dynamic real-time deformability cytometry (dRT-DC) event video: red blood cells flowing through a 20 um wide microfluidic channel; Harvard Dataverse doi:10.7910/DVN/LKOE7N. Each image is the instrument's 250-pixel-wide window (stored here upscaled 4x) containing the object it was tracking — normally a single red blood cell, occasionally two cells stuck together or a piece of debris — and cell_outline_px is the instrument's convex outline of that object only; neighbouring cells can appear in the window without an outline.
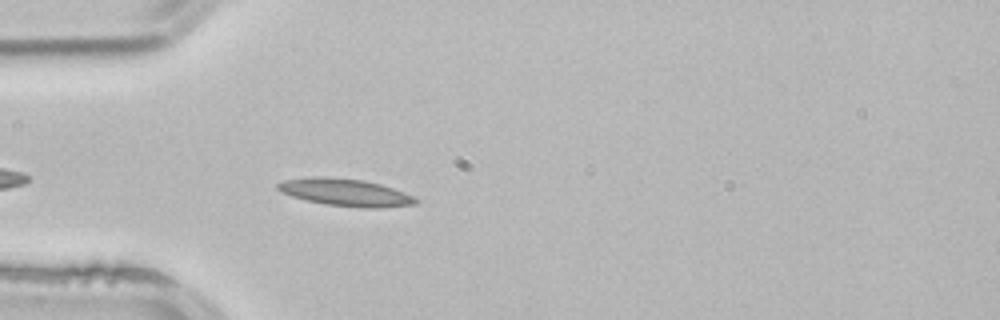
{"species": "common noctule bat (a hibernating species)", "species_latin": "Nyctalus noctula", "temperature_condition": "room temperature", "stored_images_in_passage": 9, "camera_frame_rate_fps": 3000, "um_per_image_px": 0.085, "animal": {"sex": "male", "body_mass_g": 21.5, "forearm_length_mm": 52.0}, "frame": {"image": 1, "passage_image": 4, "time_ms": 1.0, "image_size_px": [1000, 320], "cell_outline_px": [[420, 200], [416, 204], [384, 208], [360, 208], [324, 204], [292, 196], [280, 192], [276, 188], [276, 184], [284, 180], [312, 176], [324, 176], [364, 180], [380, 184], [404, 192]], "centroid_in_image_um": [29.36, 16.35], "position_along_channel_um": 55.6, "area_um2": 22.14}}